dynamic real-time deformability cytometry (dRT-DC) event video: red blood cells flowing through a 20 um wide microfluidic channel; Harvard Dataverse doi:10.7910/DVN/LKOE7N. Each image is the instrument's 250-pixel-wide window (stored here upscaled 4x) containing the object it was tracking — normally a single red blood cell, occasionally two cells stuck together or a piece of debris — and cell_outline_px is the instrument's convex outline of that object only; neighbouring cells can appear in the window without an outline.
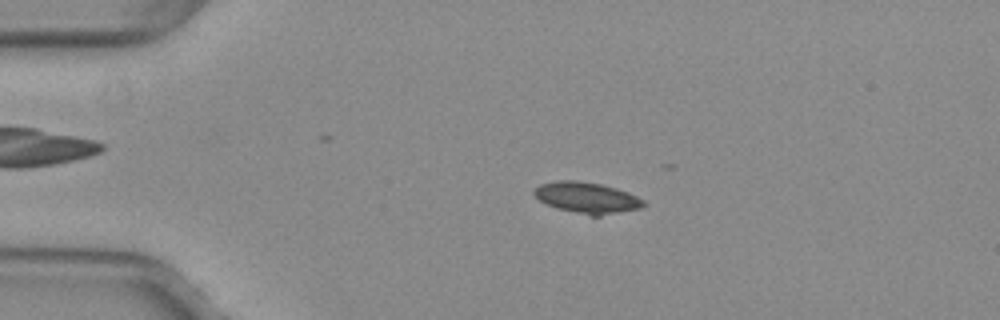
{"species": "common noctule bat (a hibernating species)", "species_latin": "Nyctalus noctula", "temperature_condition": "warm", "stored_images_in_passage": 26, "camera_frame_rate_fps": 3000, "um_per_image_px": 0.085, "animal": {"sex": "female", "body_mass_g": 29.2, "forearm_length_mm": 56.3}, "frame": {"image": 1, "passage_image": 11, "time_ms": 3.333, "image_size_px": [1000, 320], "cell_outline_px": [[648, 204], [644, 208], [600, 216], [588, 216], [556, 208], [540, 200], [532, 192], [540, 184], [556, 180], [576, 180], [600, 184], [616, 188], [628, 192], [644, 200]], "centroid_in_image_um": [49.94, 16.82], "position_along_channel_um": 35.1, "area_um2": 20.06}}
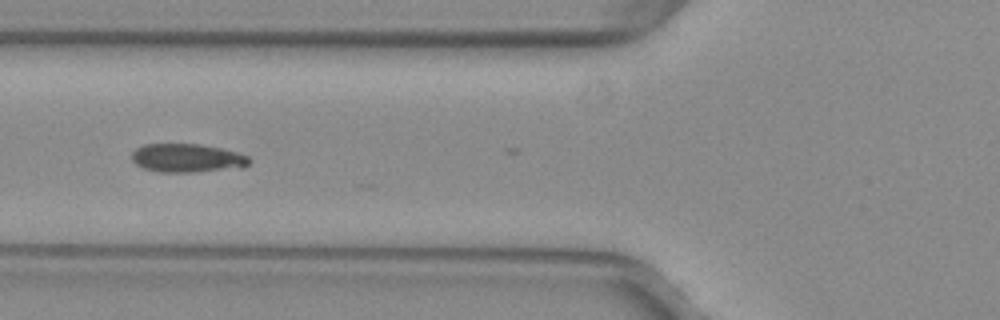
{"frame": {"image": 2, "passage_image": 20, "time_ms": 6.333, "image_size_px": [1000, 320], "cell_outline_px": [[252, 160], [244, 168], [196, 172], [160, 172], [144, 168], [136, 164], [132, 160], [132, 152], [136, 148], [144, 144], [200, 144], [220, 148], [236, 152], [248, 156]], "centroid_in_image_um": [15.94, 13.44], "position_along_channel_um": 109.9, "area_um2": 19.71}}
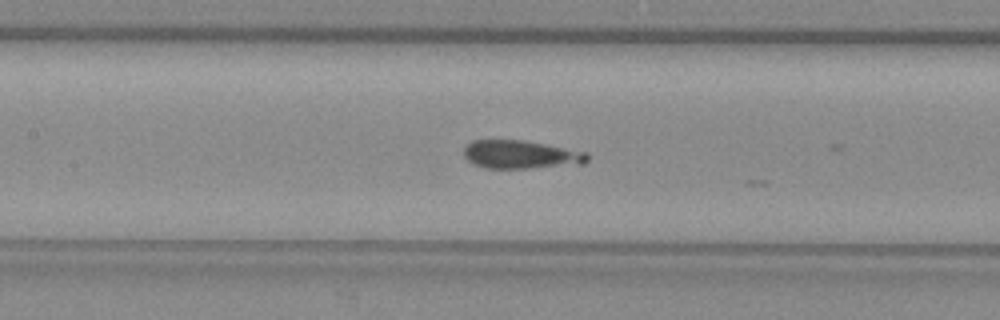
{"frame": {"image": 3, "passage_image": 24, "time_ms": 7.667, "image_size_px": [1000, 320], "cell_outline_px": [[588, 160], [584, 164], [528, 168], [484, 168], [472, 164], [464, 156], [464, 148], [472, 140], [520, 140], [544, 144], [588, 152]], "centroid_in_image_um": [44.26, 13.14], "position_along_channel_um": 163.1, "area_um2": 20.35}}